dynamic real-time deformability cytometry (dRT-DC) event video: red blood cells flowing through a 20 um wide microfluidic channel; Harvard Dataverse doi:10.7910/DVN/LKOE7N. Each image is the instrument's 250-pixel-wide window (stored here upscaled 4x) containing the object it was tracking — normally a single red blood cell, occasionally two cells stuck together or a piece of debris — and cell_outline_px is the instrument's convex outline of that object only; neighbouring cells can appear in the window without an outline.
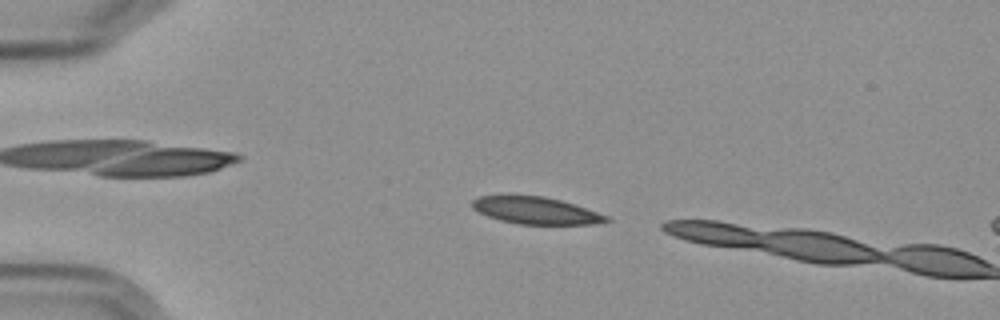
{"species": "Egyptian fruit bat (a non-hibernating species)", "species_latin": "Rousettus aegyptiacus", "temperature_condition": "cold", "stored_images_in_passage": 2, "camera_frame_rate_fps": 3000, "um_per_image_px": 0.085, "frame": {"image": 1, "passage_image": 1, "time_ms": 0.0, "image_size_px": [1000, 320], "cell_outline_px": [[612, 220], [592, 224], [516, 224], [500, 220], [488, 216], [472, 208], [472, 200], [480, 196], [544, 196], [560, 200], [608, 216]], "centroid_in_image_um": [45.53, 17.9], "position_along_channel_um": 39.5, "area_um2": 20.75}}